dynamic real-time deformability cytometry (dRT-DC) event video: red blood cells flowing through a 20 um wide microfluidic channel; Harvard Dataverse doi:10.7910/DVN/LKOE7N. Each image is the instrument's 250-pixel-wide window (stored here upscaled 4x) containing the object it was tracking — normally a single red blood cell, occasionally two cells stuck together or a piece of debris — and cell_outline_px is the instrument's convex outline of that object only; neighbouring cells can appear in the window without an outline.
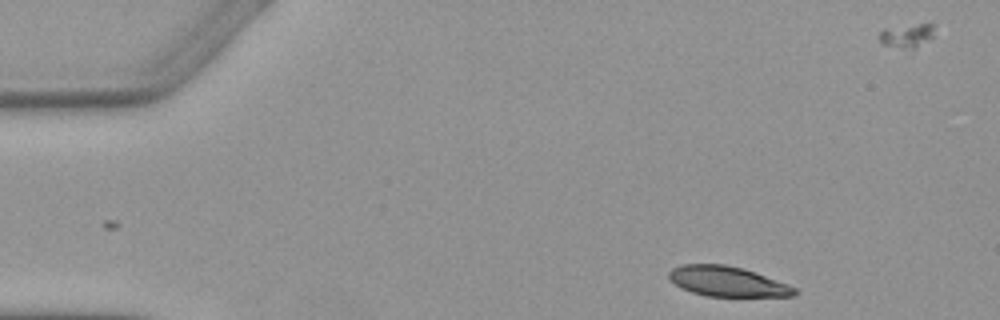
{"species": "Egyptian fruit bat (a non-hibernating species)", "species_latin": "Rousettus aegyptiacus", "temperature_condition": "warm", "stored_images_in_passage": 4, "camera_frame_rate_fps": 3000, "um_per_image_px": 0.085, "animal": {"sex": "female"}, "frame": {"image": 1, "passage_image": 1, "time_ms": 0.0, "image_size_px": [1000, 320], "cell_outline_px": [[800, 292], [796, 296], [704, 296], [680, 288], [668, 276], [668, 272], [672, 268], [684, 264], [724, 264], [744, 268], [756, 272], [788, 284], [796, 288]], "centroid_in_image_um": [61.86, 23.92], "position_along_channel_um": 23.1, "area_um2": 22.14}}